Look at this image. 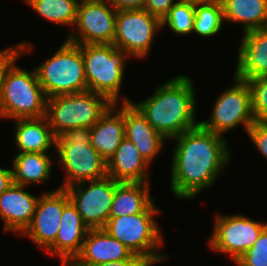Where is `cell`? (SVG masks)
<instances>
[{
  "instance_id": "obj_1",
  "label": "cell",
  "mask_w": 267,
  "mask_h": 266,
  "mask_svg": "<svg viewBox=\"0 0 267 266\" xmlns=\"http://www.w3.org/2000/svg\"><path fill=\"white\" fill-rule=\"evenodd\" d=\"M173 140L170 189L177 198L192 200L212 186L230 164L229 141L200 124Z\"/></svg>"
},
{
  "instance_id": "obj_2",
  "label": "cell",
  "mask_w": 267,
  "mask_h": 266,
  "mask_svg": "<svg viewBox=\"0 0 267 266\" xmlns=\"http://www.w3.org/2000/svg\"><path fill=\"white\" fill-rule=\"evenodd\" d=\"M194 87L192 78L181 74L157 86L145 100L130 102L158 133L170 140L199 125Z\"/></svg>"
},
{
  "instance_id": "obj_3",
  "label": "cell",
  "mask_w": 267,
  "mask_h": 266,
  "mask_svg": "<svg viewBox=\"0 0 267 266\" xmlns=\"http://www.w3.org/2000/svg\"><path fill=\"white\" fill-rule=\"evenodd\" d=\"M159 212L153 202L144 212L109 217L103 229L149 266H154L169 259V255L160 252L163 232L154 218Z\"/></svg>"
},
{
  "instance_id": "obj_4",
  "label": "cell",
  "mask_w": 267,
  "mask_h": 266,
  "mask_svg": "<svg viewBox=\"0 0 267 266\" xmlns=\"http://www.w3.org/2000/svg\"><path fill=\"white\" fill-rule=\"evenodd\" d=\"M66 175L59 188L107 176V161L91 145L89 127L69 129L56 138L54 147ZM66 171V172H65Z\"/></svg>"
},
{
  "instance_id": "obj_5",
  "label": "cell",
  "mask_w": 267,
  "mask_h": 266,
  "mask_svg": "<svg viewBox=\"0 0 267 266\" xmlns=\"http://www.w3.org/2000/svg\"><path fill=\"white\" fill-rule=\"evenodd\" d=\"M15 60L5 73L0 93V119L41 118L46 115L47 97L35 68L25 70Z\"/></svg>"
},
{
  "instance_id": "obj_6",
  "label": "cell",
  "mask_w": 267,
  "mask_h": 266,
  "mask_svg": "<svg viewBox=\"0 0 267 266\" xmlns=\"http://www.w3.org/2000/svg\"><path fill=\"white\" fill-rule=\"evenodd\" d=\"M81 49L87 89L106 96L112 103L130 102L120 97L123 86L125 64L131 58L113 44H84ZM122 98V99H120ZM120 100V101H119Z\"/></svg>"
},
{
  "instance_id": "obj_7",
  "label": "cell",
  "mask_w": 267,
  "mask_h": 266,
  "mask_svg": "<svg viewBox=\"0 0 267 266\" xmlns=\"http://www.w3.org/2000/svg\"><path fill=\"white\" fill-rule=\"evenodd\" d=\"M113 103L104 95L86 90L47 98L46 115L57 138L78 127L91 128Z\"/></svg>"
},
{
  "instance_id": "obj_8",
  "label": "cell",
  "mask_w": 267,
  "mask_h": 266,
  "mask_svg": "<svg viewBox=\"0 0 267 266\" xmlns=\"http://www.w3.org/2000/svg\"><path fill=\"white\" fill-rule=\"evenodd\" d=\"M35 71L47 98L88 90L81 49L67 40Z\"/></svg>"
},
{
  "instance_id": "obj_9",
  "label": "cell",
  "mask_w": 267,
  "mask_h": 266,
  "mask_svg": "<svg viewBox=\"0 0 267 266\" xmlns=\"http://www.w3.org/2000/svg\"><path fill=\"white\" fill-rule=\"evenodd\" d=\"M210 114L208 119L199 121L204 129L224 136L223 134L242 125L247 133V130L255 122L251 92L247 81L233 75L232 86L222 91L216 98Z\"/></svg>"
},
{
  "instance_id": "obj_10",
  "label": "cell",
  "mask_w": 267,
  "mask_h": 266,
  "mask_svg": "<svg viewBox=\"0 0 267 266\" xmlns=\"http://www.w3.org/2000/svg\"><path fill=\"white\" fill-rule=\"evenodd\" d=\"M160 30L161 19L145 9L120 10L116 13L113 45L131 58L142 60L148 57L155 34Z\"/></svg>"
},
{
  "instance_id": "obj_11",
  "label": "cell",
  "mask_w": 267,
  "mask_h": 266,
  "mask_svg": "<svg viewBox=\"0 0 267 266\" xmlns=\"http://www.w3.org/2000/svg\"><path fill=\"white\" fill-rule=\"evenodd\" d=\"M213 233L208 245L214 252L227 254L235 262L258 239L267 222L252 220L242 214L215 215Z\"/></svg>"
},
{
  "instance_id": "obj_12",
  "label": "cell",
  "mask_w": 267,
  "mask_h": 266,
  "mask_svg": "<svg viewBox=\"0 0 267 266\" xmlns=\"http://www.w3.org/2000/svg\"><path fill=\"white\" fill-rule=\"evenodd\" d=\"M116 13L109 0H80L73 31L65 40L77 45L113 44Z\"/></svg>"
},
{
  "instance_id": "obj_13",
  "label": "cell",
  "mask_w": 267,
  "mask_h": 266,
  "mask_svg": "<svg viewBox=\"0 0 267 266\" xmlns=\"http://www.w3.org/2000/svg\"><path fill=\"white\" fill-rule=\"evenodd\" d=\"M117 182L110 176L65 188L89 229H103L109 219Z\"/></svg>"
},
{
  "instance_id": "obj_14",
  "label": "cell",
  "mask_w": 267,
  "mask_h": 266,
  "mask_svg": "<svg viewBox=\"0 0 267 266\" xmlns=\"http://www.w3.org/2000/svg\"><path fill=\"white\" fill-rule=\"evenodd\" d=\"M70 202L65 189L57 187L54 191L42 193L30 226L22 236L35 243L38 248L46 251L57 237L63 208Z\"/></svg>"
},
{
  "instance_id": "obj_15",
  "label": "cell",
  "mask_w": 267,
  "mask_h": 266,
  "mask_svg": "<svg viewBox=\"0 0 267 266\" xmlns=\"http://www.w3.org/2000/svg\"><path fill=\"white\" fill-rule=\"evenodd\" d=\"M89 230L70 201L63 208L55 242L45 252L58 257L61 262L60 266H68L80 253Z\"/></svg>"
},
{
  "instance_id": "obj_16",
  "label": "cell",
  "mask_w": 267,
  "mask_h": 266,
  "mask_svg": "<svg viewBox=\"0 0 267 266\" xmlns=\"http://www.w3.org/2000/svg\"><path fill=\"white\" fill-rule=\"evenodd\" d=\"M25 189L26 186L12 184L0 194V218L6 232L22 235L32 222L39 196Z\"/></svg>"
},
{
  "instance_id": "obj_17",
  "label": "cell",
  "mask_w": 267,
  "mask_h": 266,
  "mask_svg": "<svg viewBox=\"0 0 267 266\" xmlns=\"http://www.w3.org/2000/svg\"><path fill=\"white\" fill-rule=\"evenodd\" d=\"M123 259L141 258L104 229H90L80 253L69 265H93Z\"/></svg>"
},
{
  "instance_id": "obj_18",
  "label": "cell",
  "mask_w": 267,
  "mask_h": 266,
  "mask_svg": "<svg viewBox=\"0 0 267 266\" xmlns=\"http://www.w3.org/2000/svg\"><path fill=\"white\" fill-rule=\"evenodd\" d=\"M234 75L241 80L267 76V27L244 32Z\"/></svg>"
},
{
  "instance_id": "obj_19",
  "label": "cell",
  "mask_w": 267,
  "mask_h": 266,
  "mask_svg": "<svg viewBox=\"0 0 267 266\" xmlns=\"http://www.w3.org/2000/svg\"><path fill=\"white\" fill-rule=\"evenodd\" d=\"M124 124L125 137L134 143L141 156L151 165L167 140L131 102H124Z\"/></svg>"
},
{
  "instance_id": "obj_20",
  "label": "cell",
  "mask_w": 267,
  "mask_h": 266,
  "mask_svg": "<svg viewBox=\"0 0 267 266\" xmlns=\"http://www.w3.org/2000/svg\"><path fill=\"white\" fill-rule=\"evenodd\" d=\"M113 103L90 128L91 145L108 161L125 138L124 102Z\"/></svg>"
},
{
  "instance_id": "obj_21",
  "label": "cell",
  "mask_w": 267,
  "mask_h": 266,
  "mask_svg": "<svg viewBox=\"0 0 267 266\" xmlns=\"http://www.w3.org/2000/svg\"><path fill=\"white\" fill-rule=\"evenodd\" d=\"M150 164L126 137L107 161V174L117 182L150 183Z\"/></svg>"
},
{
  "instance_id": "obj_22",
  "label": "cell",
  "mask_w": 267,
  "mask_h": 266,
  "mask_svg": "<svg viewBox=\"0 0 267 266\" xmlns=\"http://www.w3.org/2000/svg\"><path fill=\"white\" fill-rule=\"evenodd\" d=\"M14 139L19 153H48L56 146L47 118H28L15 120Z\"/></svg>"
},
{
  "instance_id": "obj_23",
  "label": "cell",
  "mask_w": 267,
  "mask_h": 266,
  "mask_svg": "<svg viewBox=\"0 0 267 266\" xmlns=\"http://www.w3.org/2000/svg\"><path fill=\"white\" fill-rule=\"evenodd\" d=\"M49 153H18L11 161L13 184L30 186L50 180L53 160Z\"/></svg>"
},
{
  "instance_id": "obj_24",
  "label": "cell",
  "mask_w": 267,
  "mask_h": 266,
  "mask_svg": "<svg viewBox=\"0 0 267 266\" xmlns=\"http://www.w3.org/2000/svg\"><path fill=\"white\" fill-rule=\"evenodd\" d=\"M150 183L120 182L115 189L109 217L144 212L155 200Z\"/></svg>"
},
{
  "instance_id": "obj_25",
  "label": "cell",
  "mask_w": 267,
  "mask_h": 266,
  "mask_svg": "<svg viewBox=\"0 0 267 266\" xmlns=\"http://www.w3.org/2000/svg\"><path fill=\"white\" fill-rule=\"evenodd\" d=\"M224 22L243 24V33L267 27V0H222Z\"/></svg>"
},
{
  "instance_id": "obj_26",
  "label": "cell",
  "mask_w": 267,
  "mask_h": 266,
  "mask_svg": "<svg viewBox=\"0 0 267 266\" xmlns=\"http://www.w3.org/2000/svg\"><path fill=\"white\" fill-rule=\"evenodd\" d=\"M39 16L61 26H74L80 0H24Z\"/></svg>"
},
{
  "instance_id": "obj_27",
  "label": "cell",
  "mask_w": 267,
  "mask_h": 266,
  "mask_svg": "<svg viewBox=\"0 0 267 266\" xmlns=\"http://www.w3.org/2000/svg\"><path fill=\"white\" fill-rule=\"evenodd\" d=\"M223 8L219 2H195V20L192 33L206 38L218 35L223 29Z\"/></svg>"
},
{
  "instance_id": "obj_28",
  "label": "cell",
  "mask_w": 267,
  "mask_h": 266,
  "mask_svg": "<svg viewBox=\"0 0 267 266\" xmlns=\"http://www.w3.org/2000/svg\"><path fill=\"white\" fill-rule=\"evenodd\" d=\"M195 20V2L193 0H178L161 20L162 29L166 26L172 33L188 35L193 32Z\"/></svg>"
},
{
  "instance_id": "obj_29",
  "label": "cell",
  "mask_w": 267,
  "mask_h": 266,
  "mask_svg": "<svg viewBox=\"0 0 267 266\" xmlns=\"http://www.w3.org/2000/svg\"><path fill=\"white\" fill-rule=\"evenodd\" d=\"M255 121H267V76L247 80Z\"/></svg>"
},
{
  "instance_id": "obj_30",
  "label": "cell",
  "mask_w": 267,
  "mask_h": 266,
  "mask_svg": "<svg viewBox=\"0 0 267 266\" xmlns=\"http://www.w3.org/2000/svg\"><path fill=\"white\" fill-rule=\"evenodd\" d=\"M234 263L237 266H267V227L261 232L253 246Z\"/></svg>"
},
{
  "instance_id": "obj_31",
  "label": "cell",
  "mask_w": 267,
  "mask_h": 266,
  "mask_svg": "<svg viewBox=\"0 0 267 266\" xmlns=\"http://www.w3.org/2000/svg\"><path fill=\"white\" fill-rule=\"evenodd\" d=\"M33 49L34 48L30 42L22 41L16 43L14 46L0 50V93L5 73L10 65L25 54L31 53Z\"/></svg>"
},
{
  "instance_id": "obj_32",
  "label": "cell",
  "mask_w": 267,
  "mask_h": 266,
  "mask_svg": "<svg viewBox=\"0 0 267 266\" xmlns=\"http://www.w3.org/2000/svg\"><path fill=\"white\" fill-rule=\"evenodd\" d=\"M247 136L258 152L267 159V121H255L247 130Z\"/></svg>"
},
{
  "instance_id": "obj_33",
  "label": "cell",
  "mask_w": 267,
  "mask_h": 266,
  "mask_svg": "<svg viewBox=\"0 0 267 266\" xmlns=\"http://www.w3.org/2000/svg\"><path fill=\"white\" fill-rule=\"evenodd\" d=\"M177 1L178 0H145L143 9L162 20Z\"/></svg>"
},
{
  "instance_id": "obj_34",
  "label": "cell",
  "mask_w": 267,
  "mask_h": 266,
  "mask_svg": "<svg viewBox=\"0 0 267 266\" xmlns=\"http://www.w3.org/2000/svg\"><path fill=\"white\" fill-rule=\"evenodd\" d=\"M110 4L117 10L143 9L145 0H109Z\"/></svg>"
},
{
  "instance_id": "obj_35",
  "label": "cell",
  "mask_w": 267,
  "mask_h": 266,
  "mask_svg": "<svg viewBox=\"0 0 267 266\" xmlns=\"http://www.w3.org/2000/svg\"><path fill=\"white\" fill-rule=\"evenodd\" d=\"M68 266H149L142 259H123L120 261H111L93 265H68Z\"/></svg>"
},
{
  "instance_id": "obj_36",
  "label": "cell",
  "mask_w": 267,
  "mask_h": 266,
  "mask_svg": "<svg viewBox=\"0 0 267 266\" xmlns=\"http://www.w3.org/2000/svg\"><path fill=\"white\" fill-rule=\"evenodd\" d=\"M13 184L12 169L0 167V194Z\"/></svg>"
},
{
  "instance_id": "obj_37",
  "label": "cell",
  "mask_w": 267,
  "mask_h": 266,
  "mask_svg": "<svg viewBox=\"0 0 267 266\" xmlns=\"http://www.w3.org/2000/svg\"><path fill=\"white\" fill-rule=\"evenodd\" d=\"M194 2H219L221 3L222 0H193Z\"/></svg>"
}]
</instances>
